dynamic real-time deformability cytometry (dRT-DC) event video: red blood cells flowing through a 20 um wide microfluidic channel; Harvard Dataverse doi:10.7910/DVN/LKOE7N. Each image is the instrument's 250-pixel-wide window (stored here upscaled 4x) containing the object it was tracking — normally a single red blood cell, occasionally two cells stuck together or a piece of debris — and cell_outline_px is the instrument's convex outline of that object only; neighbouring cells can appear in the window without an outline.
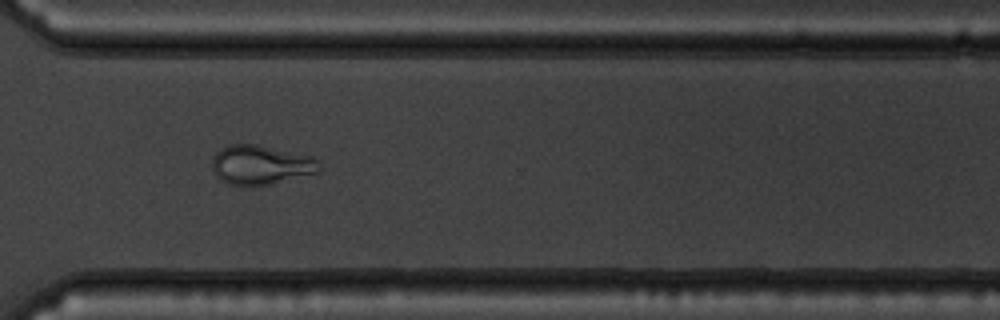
{"species": "common noctule bat (a hibernating species)", "species_latin": "Nyctalus noctula", "temperature_condition": "warm", "stored_images_in_passage": 40, "camera_frame_rate_fps": 3000, "um_per_image_px": 0.085, "animal": {"sex": "male", "body_mass_g": 19.5, "forearm_length_mm": 54.6}, "frame": {"image": 1, "passage_image": 29, "time_ms": 9.333, "image_size_px": [1000, 320], "cell_outline_px": [[320, 172], [252, 188], [228, 184], [220, 180], [216, 176], [212, 168], [212, 160], [216, 152], [220, 148], [228, 144], [256, 144], [312, 156], [316, 160], [320, 168]], "centroid_in_image_um": [22.12, 14.03], "position_along_channel_um": 348.5, "area_um2": 24.91}}